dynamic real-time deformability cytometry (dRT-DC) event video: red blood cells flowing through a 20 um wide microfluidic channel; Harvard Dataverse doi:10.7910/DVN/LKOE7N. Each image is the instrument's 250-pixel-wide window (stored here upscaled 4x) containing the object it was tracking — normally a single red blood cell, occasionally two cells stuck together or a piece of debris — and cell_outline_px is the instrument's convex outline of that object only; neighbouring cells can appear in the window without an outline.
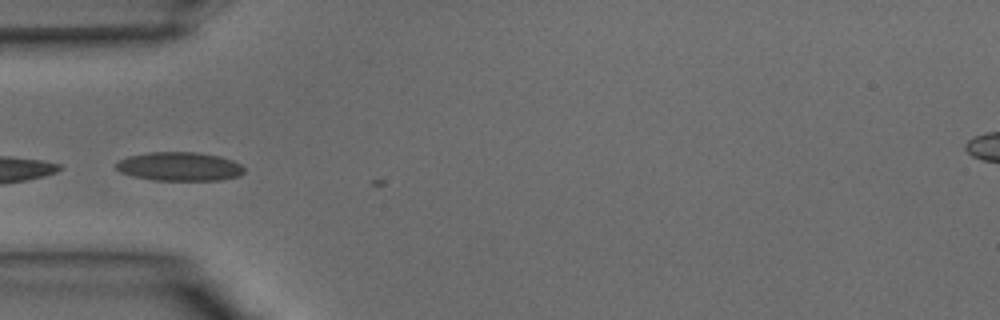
{"species": "common noctule bat (a hibernating species)", "species_latin": "Nyctalus noctula", "temperature_condition": "warm", "stored_images_in_passage": 5, "camera_frame_rate_fps": 3000, "um_per_image_px": 0.085, "animal": {"sex": "male", "body_mass_g": 15.6}, "frame": {"image": 1, "passage_image": 2, "time_ms": 0.333, "image_size_px": [1000, 320], "cell_outline_px": [[244, 172], [240, 176], [220, 180], [152, 180], [132, 176], [120, 172], [116, 168], [116, 164], [120, 160], [128, 156], [148, 152], [196, 152], [220, 156], [232, 160], [240, 164], [244, 168]], "centroid_in_image_um": [15.26, 14.15], "position_along_channel_um": 69.7, "area_um2": 21.56}}